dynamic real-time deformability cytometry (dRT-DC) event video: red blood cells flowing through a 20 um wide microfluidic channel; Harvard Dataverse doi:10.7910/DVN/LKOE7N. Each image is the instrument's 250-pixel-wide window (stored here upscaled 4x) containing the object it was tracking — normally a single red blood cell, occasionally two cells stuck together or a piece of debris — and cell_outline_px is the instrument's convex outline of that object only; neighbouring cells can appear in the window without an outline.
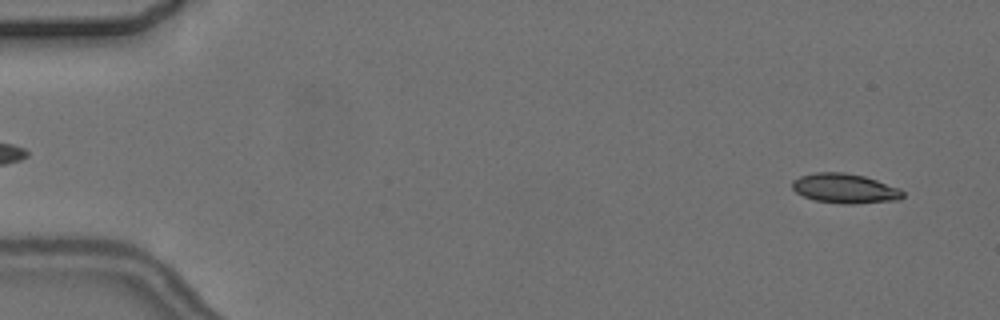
{"species": "common noctule bat (a hibernating species)", "species_latin": "Nyctalus noctula", "temperature_condition": "cold", "stored_images_in_passage": 4, "segment_of_instrument_passage": [2, 2], "camera_frame_rate_fps": 3000, "um_per_image_px": 0.085, "animal": {"sex": "female", "body_mass_g": 24.6, "forearm_length_mm": 56.2}, "frame": {"image": 1, "passage_image": 4, "time_ms": 5.333, "image_size_px": [1000, 320], "cell_outline_px": [[904, 196], [900, 200], [856, 204], [840, 204], [812, 200], [796, 192], [792, 188], [792, 180], [800, 176], [816, 172], [844, 172], [864, 176], [900, 188], [904, 192]], "centroid_in_image_um": [71.82, 16.03], "position_along_channel_um": 13.2, "area_um2": 19.36}}